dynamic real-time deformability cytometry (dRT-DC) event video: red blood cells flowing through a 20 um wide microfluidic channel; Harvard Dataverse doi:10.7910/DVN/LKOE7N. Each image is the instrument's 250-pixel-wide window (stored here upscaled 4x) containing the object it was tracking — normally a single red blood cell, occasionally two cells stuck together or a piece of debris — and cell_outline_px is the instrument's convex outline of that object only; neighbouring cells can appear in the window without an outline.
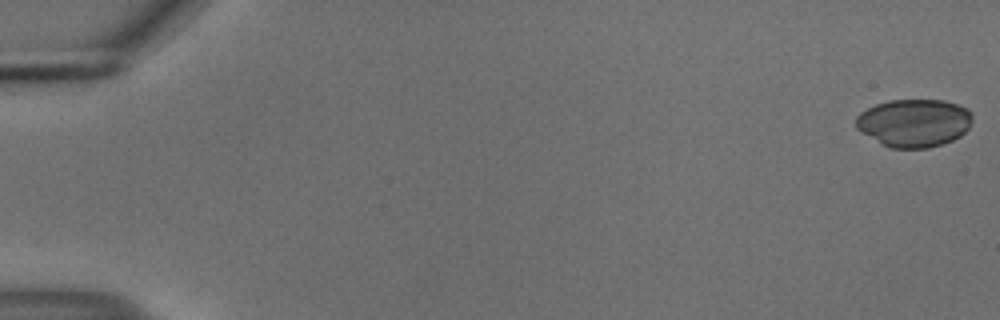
{"species": "common noctule bat (a hibernating species)", "species_latin": "Nyctalus noctula", "temperature_condition": "cold", "stored_images_in_passage": 10, "camera_frame_rate_fps": 3000, "um_per_image_px": 0.085, "animal": {"sex": "male", "body_mass_g": 18.8}, "frame": {"image": 1, "passage_image": 1, "time_ms": 0.0, "image_size_px": [1000, 320], "cell_outline_px": [[972, 120], [968, 128], [960, 136], [952, 140], [928, 148], [892, 148], [860, 132], [856, 128], [856, 116], [860, 112], [876, 104], [888, 100], [944, 100], [968, 108], [972, 112]], "centroid_in_image_um": [77.7, 10.43], "position_along_channel_um": 7.3, "area_um2": 32.48}}